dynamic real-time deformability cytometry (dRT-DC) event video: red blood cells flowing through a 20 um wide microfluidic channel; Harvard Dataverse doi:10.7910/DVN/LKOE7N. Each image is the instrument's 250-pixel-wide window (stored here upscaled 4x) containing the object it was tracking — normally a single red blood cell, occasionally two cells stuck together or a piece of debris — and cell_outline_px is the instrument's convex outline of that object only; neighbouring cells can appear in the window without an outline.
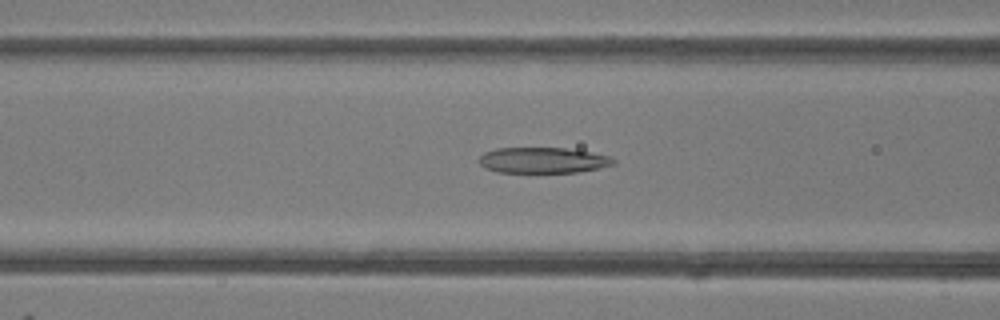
{"species": "common noctule bat (a hibernating species)", "species_latin": "Nyctalus noctula", "temperature_condition": "room temperature", "stored_images_in_passage": 49, "camera_frame_rate_fps": 3000, "um_per_image_px": 0.085, "animal": {"sex": "female"}, "frame": {"image": 1, "passage_image": 20, "time_ms": 6.333, "image_size_px": [1000, 320], "cell_outline_px": [[616, 164], [580, 172], [496, 172], [484, 168], [480, 164], [480, 156], [484, 152], [496, 148], [564, 148], [592, 152], [612, 156], [616, 160]], "centroid_in_image_um": [46.18, 13.62], "position_along_channel_um": 120.4, "area_um2": 20.29}}
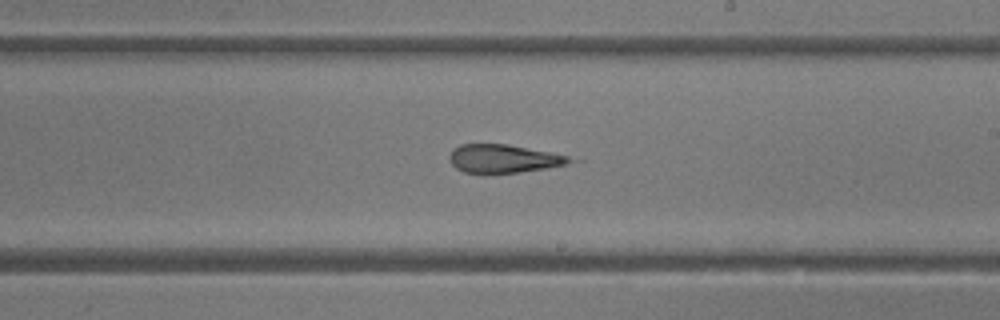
{"frame": {"image": 2, "passage_image": 29, "time_ms": 9.333, "image_size_px": [1000, 320], "cell_outline_px": [[584, 160], [568, 164], [520, 172], [484, 176], [464, 172], [456, 168], [448, 160], [448, 156], [452, 148], [460, 144], [508, 144], [568, 156]], "centroid_in_image_um": [42.77, 13.52], "position_along_channel_um": 246.2, "area_um2": 20.63}}
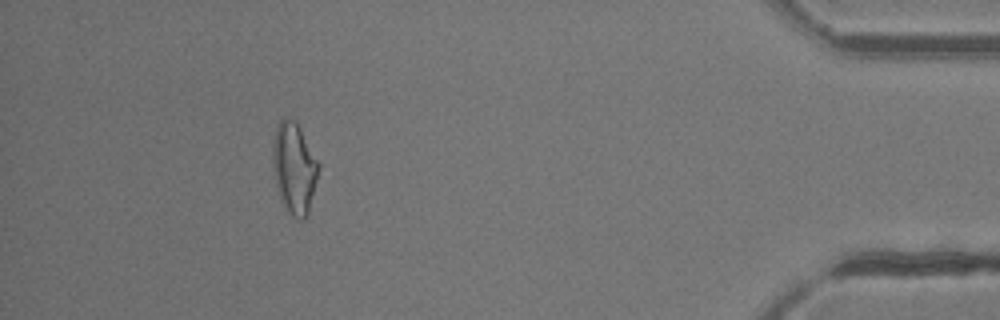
{"frame": {"image": 3, "passage_image": 45, "time_ms": 14.667, "image_size_px": [1000, 320], "cell_outline_px": [[320, 168], [308, 216], [304, 220], [300, 220], [292, 216], [284, 208], [280, 200], [272, 168], [272, 148], [276, 128], [280, 120], [284, 116], [292, 120], [300, 128], [320, 164]], "centroid_in_image_um": [25.01, 14.34], "position_along_channel_um": 410.2, "area_um2": 24.62}, "authors_computed_cell_mechanics": {"area_um2": 22.4842, "velocity_mm_per_s": 4.2035, "shape_relaxation_time_tau1_ms": null, "shape_relaxation_time_tau2_ms": 2.7748, "deformation_change_tau1": null, "deformation_change_tau2": 0.162}}